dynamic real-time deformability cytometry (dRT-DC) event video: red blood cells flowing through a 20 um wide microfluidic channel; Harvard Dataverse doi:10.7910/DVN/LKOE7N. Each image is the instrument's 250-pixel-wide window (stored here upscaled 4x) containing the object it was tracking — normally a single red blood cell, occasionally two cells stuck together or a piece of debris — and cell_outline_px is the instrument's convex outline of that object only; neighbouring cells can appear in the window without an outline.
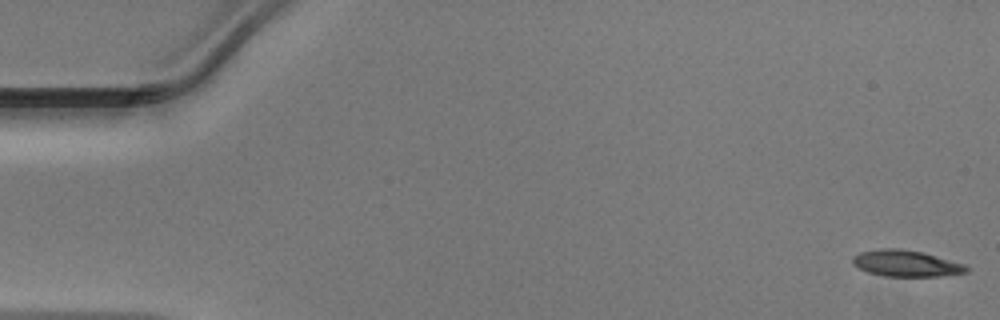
{"species": "Egyptian fruit bat (a non-hibernating species)", "species_latin": "Rousettus aegyptiacus", "temperature_condition": "warm", "stored_images_in_passage": 48, "camera_frame_rate_fps": 3000, "um_per_image_px": 0.085, "animal": {"sex": "male"}, "frame": {"image": 1, "passage_image": 1, "time_ms": 0.0, "image_size_px": [1000, 320], "cell_outline_px": [[968, 272], [940, 276], [884, 276], [868, 272], [852, 264], [852, 256], [860, 252], [880, 248], [896, 248], [924, 252], [964, 264], [968, 268]], "centroid_in_image_um": [76.99, 22.38], "position_along_channel_um": 8.0, "area_um2": 17.46}}
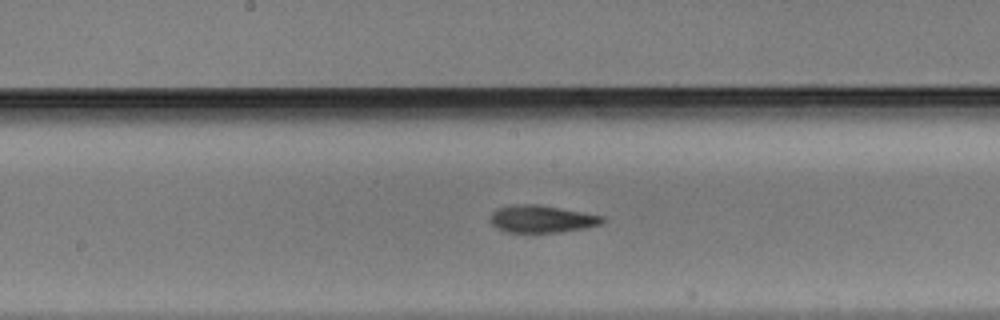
{"frame": {"image": 2, "passage_image": 25, "time_ms": 8.0, "image_size_px": [1000, 320], "cell_outline_px": [[604, 220], [600, 224], [588, 228], [560, 232], [504, 232], [496, 228], [492, 224], [492, 212], [500, 208], [512, 204], [540, 204], [584, 212], [604, 216]], "centroid_in_image_um": [46.08, 18.61], "position_along_channel_um": 202.1, "area_um2": 17.92}}
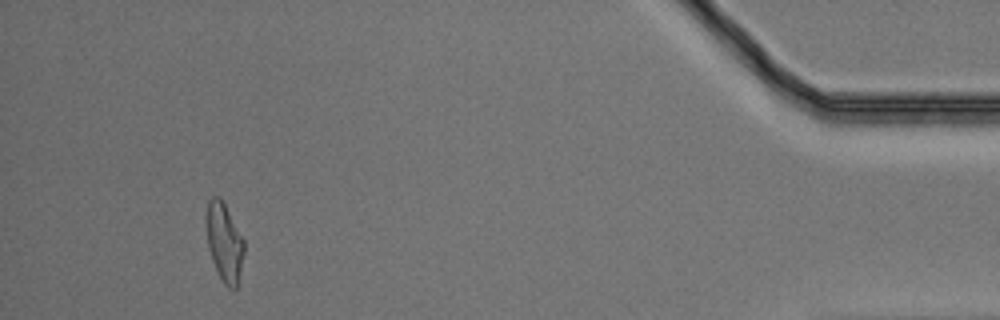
{"frame": {"image": 3, "passage_image": 45, "time_ms": 14.667, "image_size_px": [1000, 320], "cell_outline_px": [[244, 252], [236, 288], [228, 288], [224, 284], [212, 260], [208, 248], [204, 220], [204, 216], [208, 200], [212, 196], [220, 196], [244, 240]], "centroid_in_image_um": [19.02, 20.52], "position_along_channel_um": 416.2, "area_um2": 17.34}}